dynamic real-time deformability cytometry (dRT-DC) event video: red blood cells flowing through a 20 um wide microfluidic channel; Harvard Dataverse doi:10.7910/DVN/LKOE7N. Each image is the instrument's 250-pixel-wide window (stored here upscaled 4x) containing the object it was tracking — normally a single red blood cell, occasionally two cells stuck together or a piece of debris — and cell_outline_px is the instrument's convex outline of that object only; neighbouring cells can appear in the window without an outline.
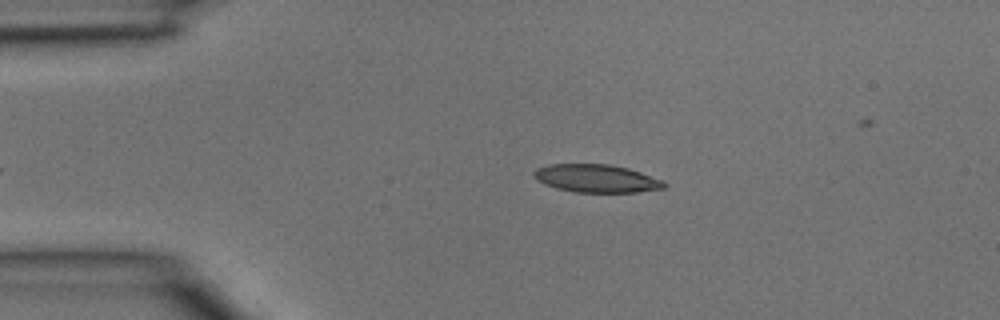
{"species": "common noctule bat (a hibernating species)", "species_latin": "Nyctalus noctula", "temperature_condition": "room temperature", "stored_images_in_passage": 28, "camera_frame_rate_fps": 3000, "um_per_image_px": 0.085, "animal": {"sex": "male", "body_mass_g": 15.6}, "frame": {"image": 1, "passage_image": 2, "time_ms": 0.333, "image_size_px": [1000, 320], "cell_outline_px": [[668, 184], [664, 188], [636, 192], [576, 192], [556, 188], [544, 184], [536, 180], [532, 172], [536, 168], [548, 164], [608, 164], [628, 168], [664, 180]], "centroid_in_image_um": [50.69, 15.16], "position_along_channel_um": 34.3, "area_um2": 21.33}}
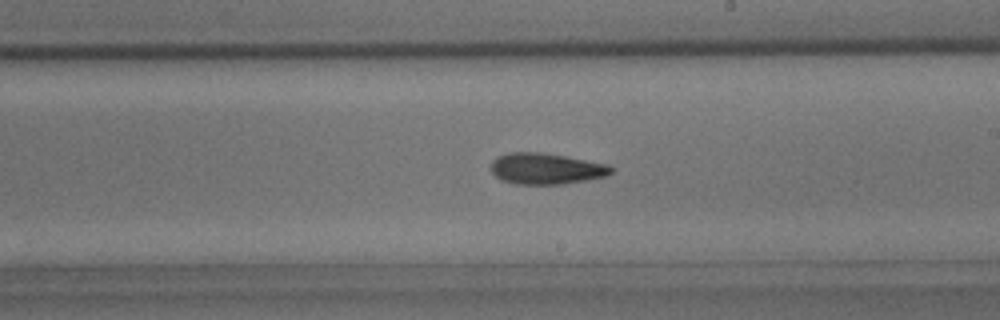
{"frame": {"image": 2, "passage_image": 17, "time_ms": 5.333, "image_size_px": [1000, 320], "cell_outline_px": [[612, 172], [608, 176], [560, 184], [516, 184], [500, 180], [492, 172], [492, 160], [496, 156], [508, 152], [540, 152], [564, 156], [608, 164], [612, 168]], "centroid_in_image_um": [46.38, 14.33], "position_along_channel_um": 242.6, "area_um2": 21.73}}
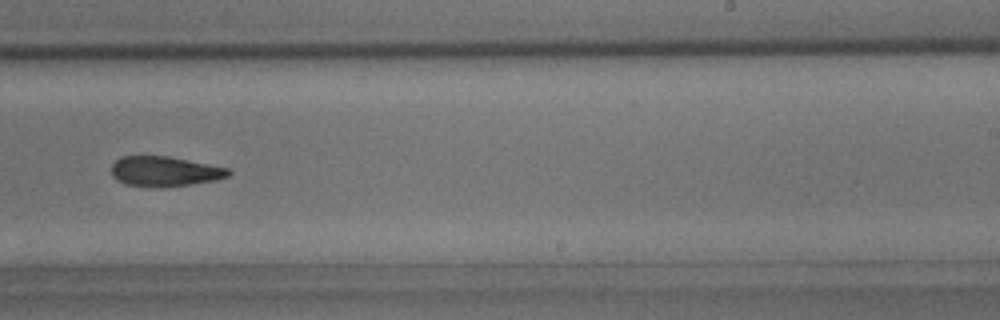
{"frame": {"image": 3, "passage_image": 19, "time_ms": 6.0, "image_size_px": [1000, 320], "cell_outline_px": [[232, 172], [228, 176], [216, 180], [192, 184], [160, 188], [124, 184], [116, 180], [112, 176], [112, 164], [120, 156], [168, 156], [228, 168]], "centroid_in_image_um": [13.97, 14.58], "position_along_channel_um": 275.0, "area_um2": 20.58}}